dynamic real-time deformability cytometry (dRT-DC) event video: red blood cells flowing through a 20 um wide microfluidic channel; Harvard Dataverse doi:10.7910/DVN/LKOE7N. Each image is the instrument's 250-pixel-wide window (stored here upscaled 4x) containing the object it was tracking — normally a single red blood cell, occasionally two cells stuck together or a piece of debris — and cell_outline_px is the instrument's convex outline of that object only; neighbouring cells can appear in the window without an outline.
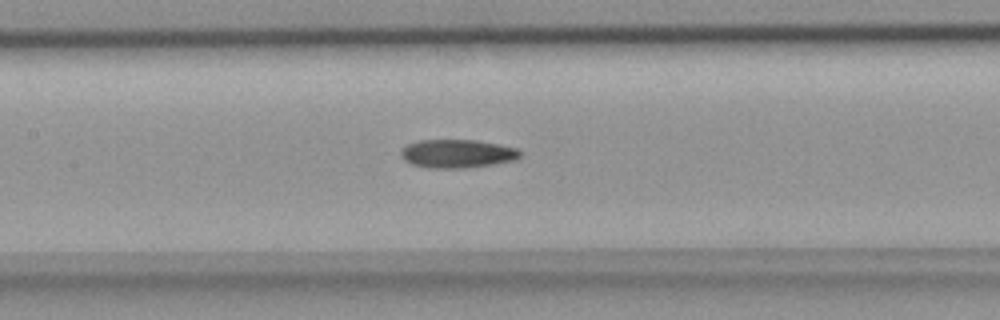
{"species": "common noctule bat (a hibernating species)", "species_latin": "Nyctalus noctula", "temperature_condition": "room temperature", "stored_images_in_passage": 32, "camera_frame_rate_fps": 3000, "um_per_image_px": 0.085, "animal": {"sex": "female", "body_mass_g": 18.4}, "frame": {"image": 1, "passage_image": 15, "time_ms": 4.667, "image_size_px": [1000, 320], "cell_outline_px": [[520, 156], [512, 160], [492, 164], [464, 168], [428, 168], [412, 164], [404, 160], [400, 156], [400, 152], [408, 144], [420, 140], [476, 140], [500, 144], [516, 148], [520, 152]], "centroid_in_image_um": [38.83, 13.06], "position_along_channel_um": 168.6, "area_um2": 19.59}}
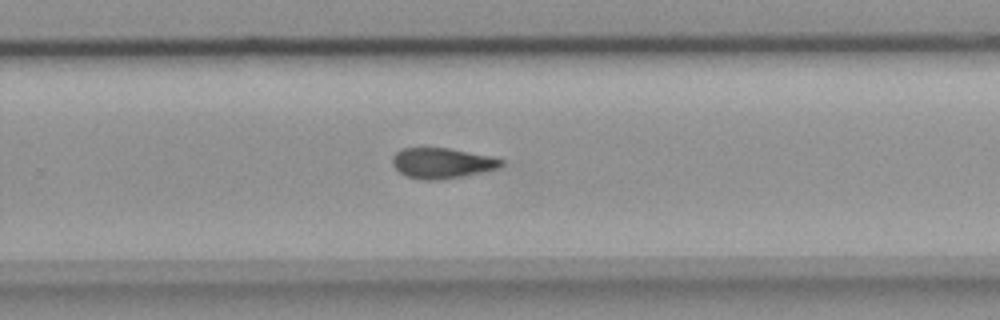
{"frame": {"image": 2, "passage_image": 24, "time_ms": 7.667, "image_size_px": [1000, 320], "cell_outline_px": [[504, 164], [496, 168], [484, 172], [464, 176], [440, 180], [420, 180], [408, 176], [400, 172], [392, 164], [392, 156], [396, 152], [404, 148], [452, 148], [492, 156], [504, 160]], "centroid_in_image_um": [37.59, 13.86], "position_along_channel_um": 292.2, "area_um2": 19.48}}
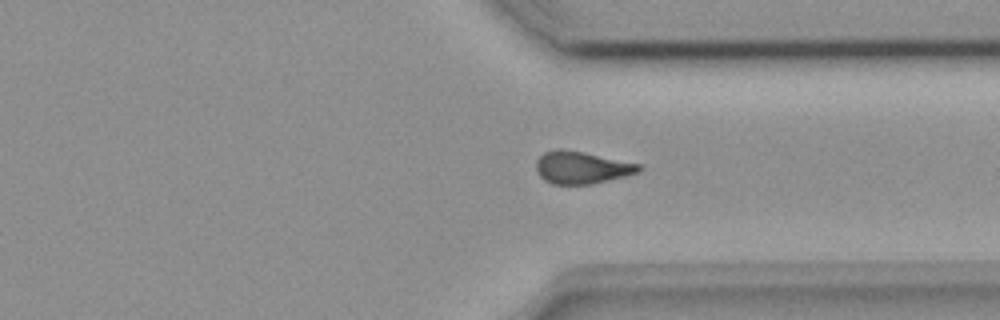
{"frame": {"image": 3, "passage_image": 29, "time_ms": 9.333, "image_size_px": [1000, 320], "cell_outline_px": [[640, 172], [628, 176], [592, 184], [552, 184], [544, 180], [536, 172], [536, 160], [544, 152], [556, 148], [564, 148], [584, 152], [640, 164]], "centroid_in_image_um": [49.42, 14.23], "position_along_channel_um": 362.0, "area_um2": 19.59}}